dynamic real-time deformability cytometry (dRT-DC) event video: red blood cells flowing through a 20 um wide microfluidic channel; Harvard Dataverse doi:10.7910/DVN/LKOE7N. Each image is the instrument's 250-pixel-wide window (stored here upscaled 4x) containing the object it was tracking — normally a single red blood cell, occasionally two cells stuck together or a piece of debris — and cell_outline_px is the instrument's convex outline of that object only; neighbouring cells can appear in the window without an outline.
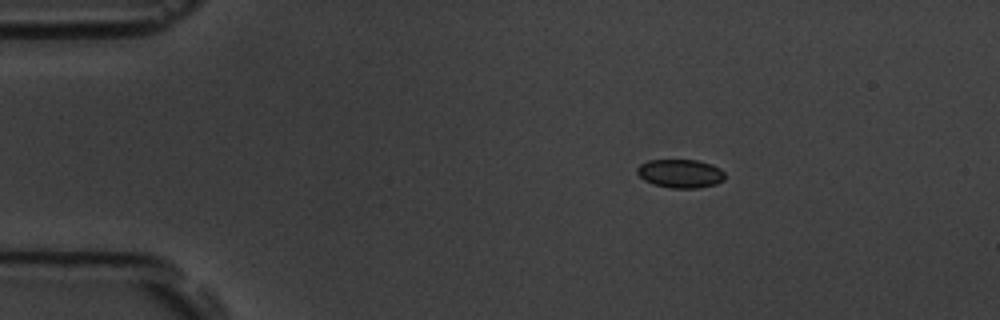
{"species": "common noctule bat (a hibernating species)", "species_latin": "Nyctalus noctula", "temperature_condition": "room temperature", "stored_images_in_passage": 3, "camera_frame_rate_fps": 3000, "um_per_image_px": 0.085, "animal": {"sex": "male", "body_mass_g": 19.5, "forearm_length_mm": 54.6}, "frame": {"image": 1, "passage_image": 1, "time_ms": 0.0, "image_size_px": [1000, 320], "cell_outline_px": [[724, 180], [716, 184], [696, 188], [672, 188], [652, 184], [644, 180], [636, 172], [636, 168], [640, 164], [648, 160], [696, 160], [712, 164], [720, 168], [724, 172]], "centroid_in_image_um": [57.82, 14.75], "position_along_channel_um": 27.2, "area_um2": 14.68}}